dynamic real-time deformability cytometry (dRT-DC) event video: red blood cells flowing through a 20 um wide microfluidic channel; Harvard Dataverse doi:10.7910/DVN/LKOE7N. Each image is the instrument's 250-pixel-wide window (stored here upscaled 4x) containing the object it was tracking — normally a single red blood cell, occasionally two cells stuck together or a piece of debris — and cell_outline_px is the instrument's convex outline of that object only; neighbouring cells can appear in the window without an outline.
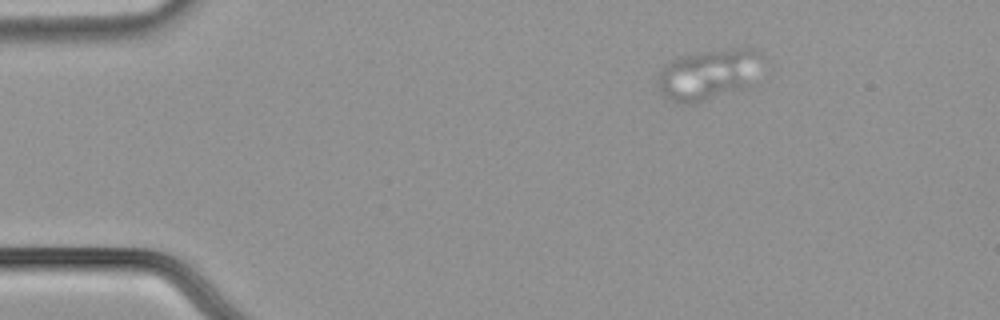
{"species": "common noctule bat (a hibernating species)", "species_latin": "Nyctalus noctula", "temperature_condition": "cold", "stored_images_in_passage": 3, "camera_frame_rate_fps": 3000, "um_per_image_px": 0.085, "animal": {"sex": "male", "body_mass_g": 21.5, "forearm_length_mm": 52.0}, "frame": {"image": 1, "passage_image": 1, "time_ms": 0.0, "image_size_px": [1000, 320], "cell_outline_px": [[756, 84], [752, 88], [692, 104], [676, 104], [660, 92], [660, 72], [672, 60], [684, 56], [704, 52], [732, 48], [756, 48]], "centroid_in_image_um": [60.25, 6.39], "position_along_channel_um": 24.7, "area_um2": 30.46}}